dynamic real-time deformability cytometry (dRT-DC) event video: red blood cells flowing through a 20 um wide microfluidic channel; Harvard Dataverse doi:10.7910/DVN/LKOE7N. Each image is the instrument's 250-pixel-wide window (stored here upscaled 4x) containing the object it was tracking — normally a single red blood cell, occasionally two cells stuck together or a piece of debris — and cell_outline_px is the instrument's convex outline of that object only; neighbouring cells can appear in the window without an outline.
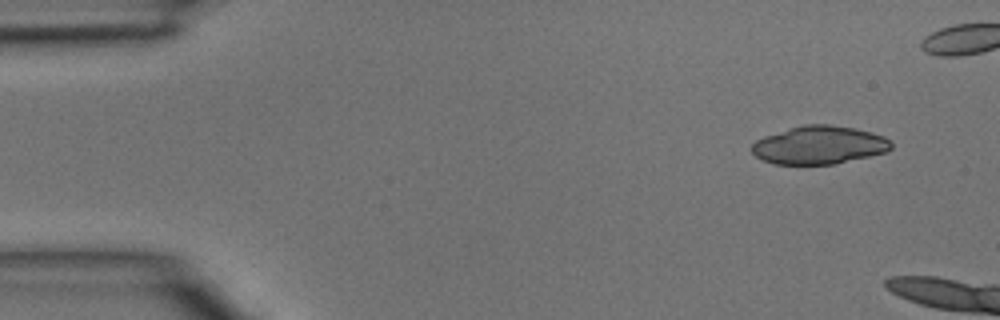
{"species": "common noctule bat (a hibernating species)", "species_latin": "Nyctalus noctula", "temperature_condition": "room temperature", "stored_images_in_passage": 3, "camera_frame_rate_fps": 3000, "um_per_image_px": 0.085, "animal": {"sex": "male", "body_mass_g": 15.6}, "frame": {"image": 1, "passage_image": 1, "time_ms": 0.0, "image_size_px": [1000, 320], "cell_outline_px": [[892, 148], [884, 152], [836, 164], [772, 164], [756, 156], [752, 152], [752, 144], [756, 140], [764, 136], [804, 124], [828, 124], [856, 128], [872, 132], [884, 136], [892, 144]], "centroid_in_image_um": [69.63, 12.33], "position_along_channel_um": 15.4, "area_um2": 30.87}}